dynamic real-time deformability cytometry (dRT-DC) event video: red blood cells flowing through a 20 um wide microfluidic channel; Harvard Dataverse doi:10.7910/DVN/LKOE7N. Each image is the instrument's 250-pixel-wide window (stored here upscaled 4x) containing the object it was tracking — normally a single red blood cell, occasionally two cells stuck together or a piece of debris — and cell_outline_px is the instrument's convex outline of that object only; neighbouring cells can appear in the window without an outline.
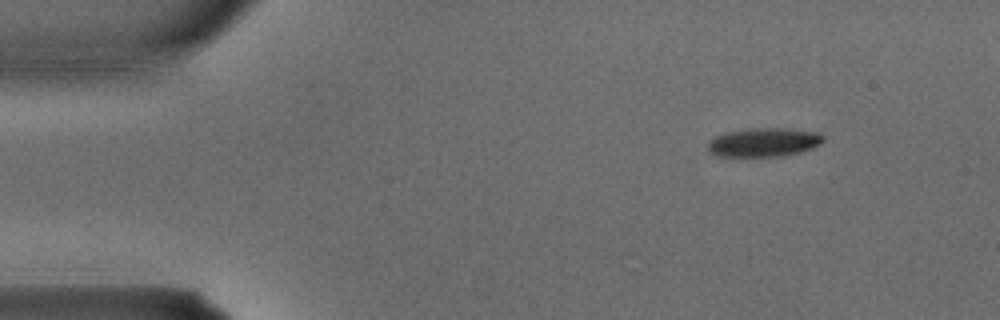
{"species": "common noctule bat (a hibernating species)", "species_latin": "Nyctalus noctula", "temperature_condition": "warm", "stored_images_in_passage": 3, "camera_frame_rate_fps": 3000, "um_per_image_px": 0.085, "animal": {"sex": "male", "body_mass_g": 15.6}, "frame": {"image": 1, "passage_image": 1, "time_ms": 0.0, "image_size_px": [1000, 320], "cell_outline_px": [[824, 140], [820, 144], [812, 148], [800, 152], [780, 156], [716, 156], [708, 152], [708, 140], [716, 136], [728, 132], [752, 128], [784, 128], [820, 132], [824, 136]], "centroid_in_image_um": [64.93, 12.09], "position_along_channel_um": 20.1, "area_um2": 19.42}}
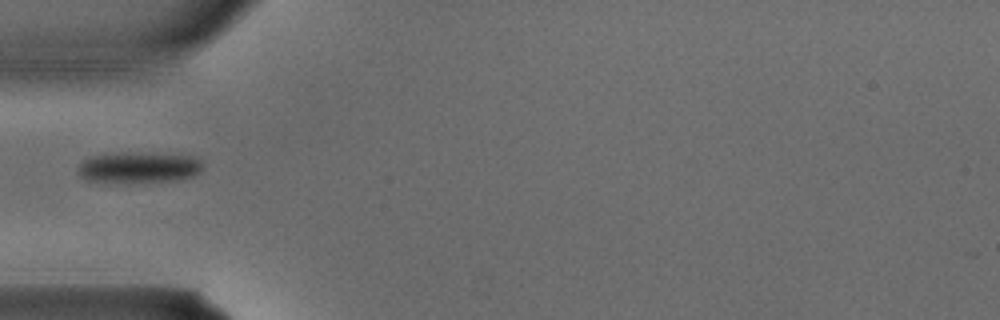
{"frame": {"image": 2, "passage_image": 3, "time_ms": 0.667, "image_size_px": [1000, 320], "cell_outline_px": [[204, 168], [196, 176], [176, 180], [88, 180], [80, 176], [76, 172], [76, 168], [84, 160], [92, 156], [116, 152], [132, 152], [196, 156], [204, 164]], "centroid_in_image_um": [11.86, 14.18], "position_along_channel_um": 73.1, "area_um2": 22.08}}